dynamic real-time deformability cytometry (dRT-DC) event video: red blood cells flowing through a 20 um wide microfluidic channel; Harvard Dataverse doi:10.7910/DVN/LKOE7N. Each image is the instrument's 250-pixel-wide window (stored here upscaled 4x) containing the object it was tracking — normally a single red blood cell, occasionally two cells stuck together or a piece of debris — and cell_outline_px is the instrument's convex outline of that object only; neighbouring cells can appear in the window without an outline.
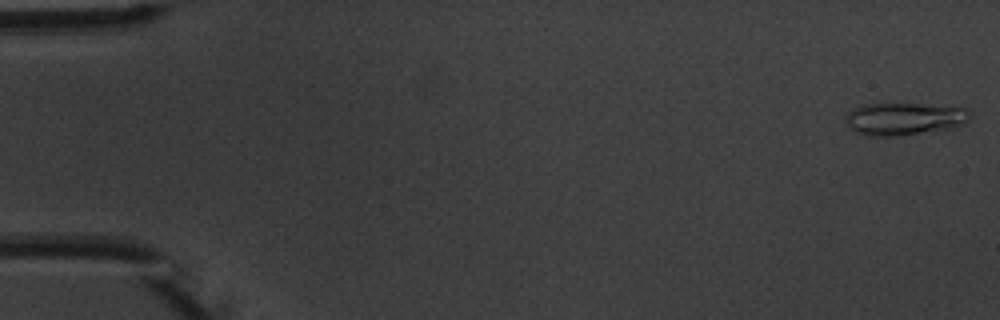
{"species": "common noctule bat (a hibernating species)", "species_latin": "Nyctalus noctula", "temperature_condition": "warm", "stored_images_in_passage": 6, "camera_frame_rate_fps": 3000, "um_per_image_px": 0.085, "animal": {"sex": "male", "body_mass_g": 20.1, "forearm_length_mm": 53.5}, "frame": {"image": 1, "passage_image": 1, "time_ms": 0.0, "image_size_px": [1000, 320], "cell_outline_px": [[972, 116], [964, 124], [952, 128], [892, 136], [868, 136], [856, 132], [844, 120], [844, 116], [848, 112], [864, 104], [920, 104], [968, 108], [972, 112]], "centroid_in_image_um": [76.89, 10.09], "position_along_channel_um": 8.1, "area_um2": 23.41}}